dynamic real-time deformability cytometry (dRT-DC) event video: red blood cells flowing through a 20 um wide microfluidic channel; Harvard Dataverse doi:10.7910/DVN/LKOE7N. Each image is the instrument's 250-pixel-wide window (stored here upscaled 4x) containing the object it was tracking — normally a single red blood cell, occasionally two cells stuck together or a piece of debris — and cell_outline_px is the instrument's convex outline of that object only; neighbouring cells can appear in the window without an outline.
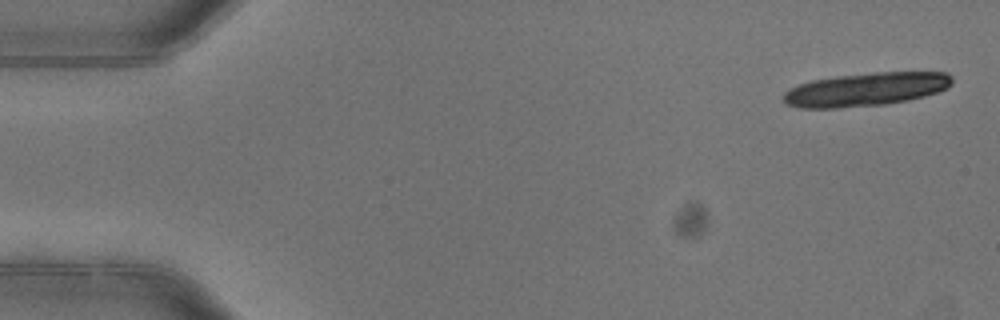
{"species": "common noctule bat (a hibernating species)", "species_latin": "Nyctalus noctula", "temperature_condition": "warm", "stored_images_in_passage": 4, "camera_frame_rate_fps": 3000, "um_per_image_px": 0.085, "animal": {"sex": "female"}, "frame": {"image": 1, "passage_image": 1, "time_ms": 0.0, "image_size_px": [1000, 320], "cell_outline_px": [[952, 84], [948, 88], [924, 96], [908, 100], [884, 104], [836, 108], [800, 108], [784, 104], [784, 92], [788, 88], [812, 80], [836, 76], [872, 72], [948, 72], [952, 76]], "centroid_in_image_um": [73.59, 7.59], "position_along_channel_um": 11.4, "area_um2": 32.95}}